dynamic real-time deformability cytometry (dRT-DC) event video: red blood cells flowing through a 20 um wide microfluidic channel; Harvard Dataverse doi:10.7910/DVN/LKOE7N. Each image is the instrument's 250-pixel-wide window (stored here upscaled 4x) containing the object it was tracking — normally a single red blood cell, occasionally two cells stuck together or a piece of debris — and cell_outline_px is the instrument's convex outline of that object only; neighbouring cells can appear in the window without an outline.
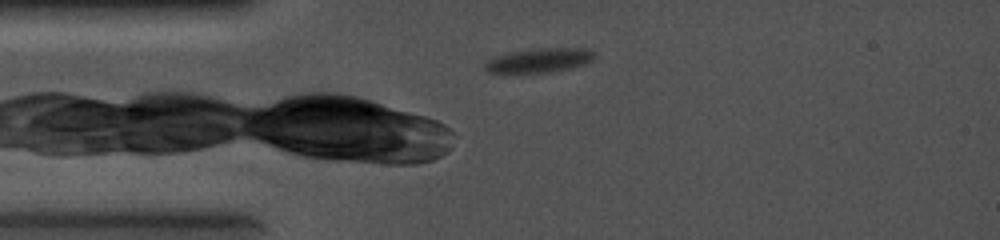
{"species": "common noctule bat (a hibernating species)", "species_latin": "Nyctalus noctula", "temperature_condition": "cold", "stored_images_in_passage": 8, "camera_frame_rate_fps": 5000, "um_per_image_px": 0.085, "animal": {"sex": "female", "body_mass_g": 19.0, "forearm_length_mm": 56.7}, "frame": {"image": 1, "passage_image": 1, "time_ms": 0.0, "image_size_px": [1000, 240], "cell_outline_px": [[596, 56], [592, 60], [572, 68], [548, 72], [488, 72], [484, 68], [484, 64], [488, 60], [496, 56], [512, 52], [540, 48], [584, 48], [596, 52]], "centroid_in_image_um": [45.88, 5.12], "position_along_channel_um": 39.1, "area_um2": 15.2}}
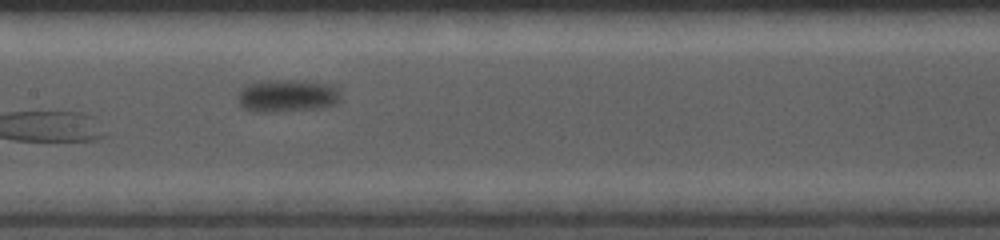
{"frame": {"image": 2, "passage_image": 5, "time_ms": 0.8, "image_size_px": [1000, 240], "cell_outline_px": [[340, 100], [336, 104], [324, 108], [276, 112], [252, 112], [244, 108], [236, 100], [236, 96], [240, 88], [244, 84], [268, 80], [304, 80], [332, 84], [340, 92]], "centroid_in_image_um": [24.39, 8.14], "position_along_channel_um": 183.0, "area_um2": 20.23}}
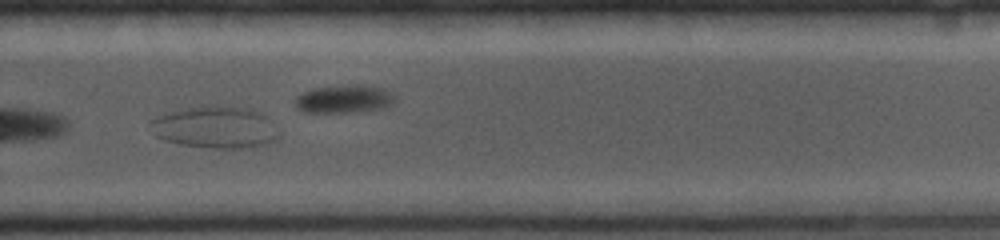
{"frame": {"image": 3, "passage_image": 8, "time_ms": 1.4, "image_size_px": [1000, 240], "cell_outline_px": [[280, 132], [276, 140], [252, 148], [212, 148], [180, 144], [164, 140], [156, 136], [148, 124], [148, 120], [156, 116], [188, 108], [216, 104], [248, 108], [260, 112]], "centroid_in_image_um": [18.28, 10.82], "position_along_channel_um": 311.5, "area_um2": 31.5}}